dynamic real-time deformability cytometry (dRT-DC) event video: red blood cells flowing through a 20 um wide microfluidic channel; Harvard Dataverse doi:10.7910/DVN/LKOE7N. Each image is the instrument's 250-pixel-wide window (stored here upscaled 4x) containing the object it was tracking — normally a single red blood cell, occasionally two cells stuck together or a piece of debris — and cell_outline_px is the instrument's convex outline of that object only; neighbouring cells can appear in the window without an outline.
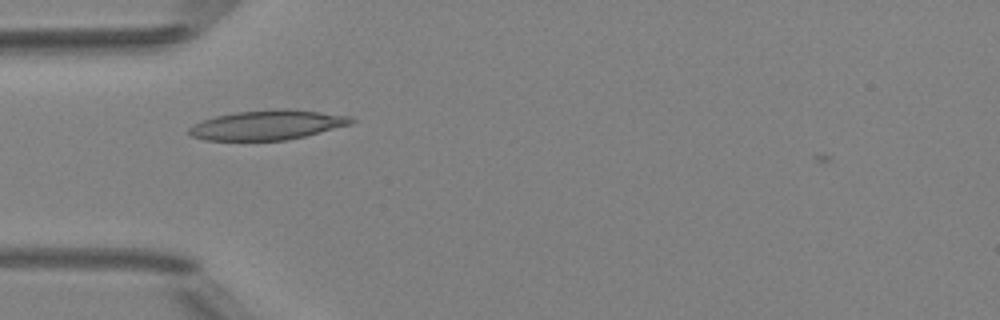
{"species": "Egyptian fruit bat (a non-hibernating species)", "species_latin": "Rousettus aegyptiacus", "temperature_condition": "room temperature", "stored_images_in_passage": 5, "camera_frame_rate_fps": 3000, "um_per_image_px": 0.085, "animal": {"sex": "female"}, "frame": {"image": 1, "passage_image": 2, "time_ms": 1.333, "image_size_px": [1000, 320], "cell_outline_px": [[356, 120], [352, 124], [304, 136], [284, 140], [204, 140], [192, 136], [188, 132], [188, 128], [192, 124], [216, 116], [236, 112], [280, 108], [284, 108], [320, 112], [352, 116]], "centroid_in_image_um": [22.74, 10.61], "position_along_channel_um": 62.3, "area_um2": 27.92}}
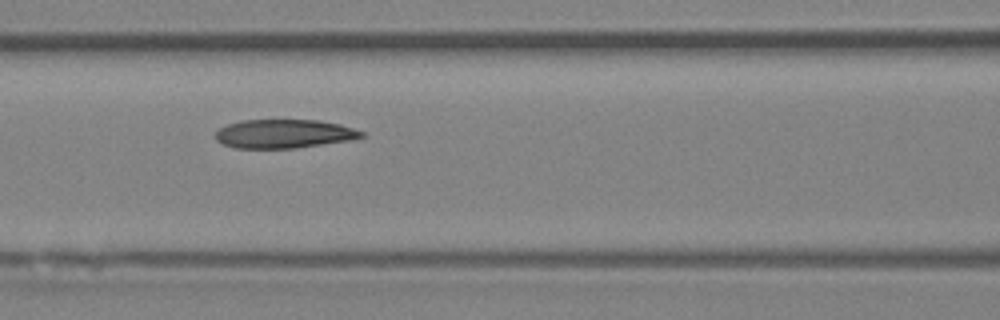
{"frame": {"image": 2, "passage_image": 4, "time_ms": 3.333, "image_size_px": [1000, 320], "cell_outline_px": [[368, 136], [348, 140], [296, 148], [236, 148], [224, 144], [216, 140], [216, 132], [220, 128], [228, 124], [240, 120], [320, 120], [340, 124], [364, 132]], "centroid_in_image_um": [24.16, 11.36], "position_along_channel_um": 142.4, "area_um2": 24.39}}
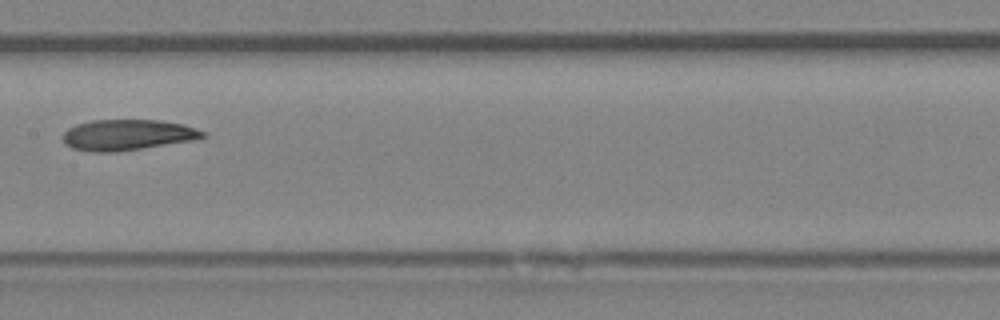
{"frame": {"image": 3, "passage_image": 5, "time_ms": 4.667, "image_size_px": [1000, 320], "cell_outline_px": [[208, 136], [196, 140], [116, 152], [92, 152], [72, 148], [64, 144], [64, 132], [68, 128], [76, 124], [92, 120], [156, 120], [184, 124], [196, 128], [204, 132]], "centroid_in_image_um": [10.85, 11.47], "position_along_channel_um": 196.5, "area_um2": 25.2}}